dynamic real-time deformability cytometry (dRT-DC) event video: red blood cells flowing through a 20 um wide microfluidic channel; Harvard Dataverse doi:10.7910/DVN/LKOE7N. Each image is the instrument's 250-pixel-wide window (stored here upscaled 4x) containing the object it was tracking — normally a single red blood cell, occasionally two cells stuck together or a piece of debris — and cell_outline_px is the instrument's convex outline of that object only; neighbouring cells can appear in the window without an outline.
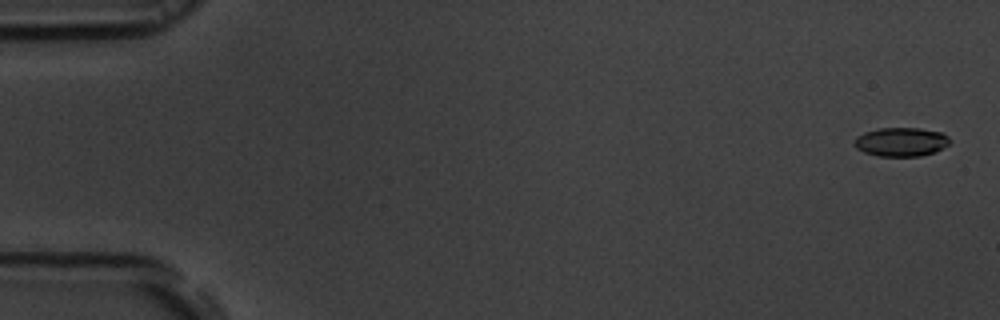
{"species": "common noctule bat (a hibernating species)", "species_latin": "Nyctalus noctula", "temperature_condition": "room temperature", "stored_images_in_passage": 55, "camera_frame_rate_fps": 3000, "um_per_image_px": 0.085, "animal": {"sex": "male", "body_mass_g": 19.5, "forearm_length_mm": 54.6}, "frame": {"image": 1, "passage_image": 2, "time_ms": 0.333, "image_size_px": [1000, 320], "cell_outline_px": [[948, 144], [936, 152], [920, 156], [880, 156], [864, 152], [856, 148], [852, 144], [856, 136], [864, 132], [880, 128], [920, 128], [940, 132], [948, 136]], "centroid_in_image_um": [76.55, 12.06], "position_along_channel_um": 8.4, "area_um2": 16.07}}
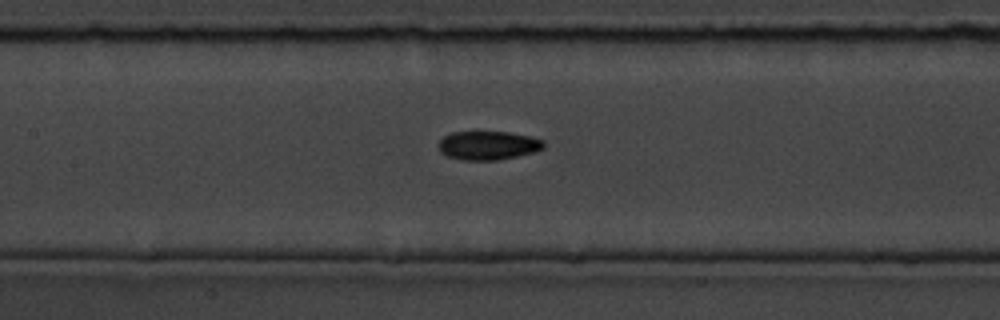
{"frame": {"image": 2, "passage_image": 26, "time_ms": 8.333, "image_size_px": [1000, 320], "cell_outline_px": [[544, 148], [532, 152], [516, 156], [496, 160], [460, 160], [448, 156], [440, 152], [440, 140], [444, 136], [452, 132], [508, 132], [528, 136], [544, 140]], "centroid_in_image_um": [41.48, 12.36], "position_along_channel_um": 165.9, "area_um2": 17.4}}
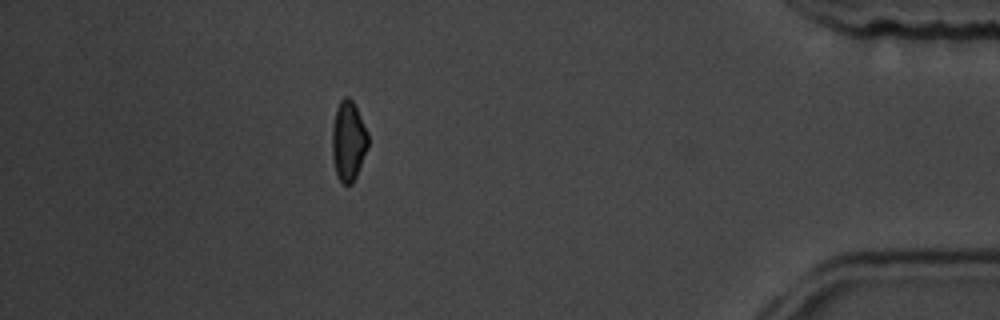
{"frame": {"image": 3, "passage_image": 49, "time_ms": 16.0, "image_size_px": [1000, 320], "cell_outline_px": [[368, 148], [356, 176], [352, 184], [344, 184], [336, 176], [332, 156], [332, 128], [336, 108], [340, 100], [344, 96], [348, 96], [352, 100], [368, 132]], "centroid_in_image_um": [29.6, 11.98], "position_along_channel_um": 405.6, "area_um2": 16.82}, "authors_computed_cell_mechanics": {"area_um2": 16.8776, "velocity_mm_per_s": 3.7496, "shape_relaxation_time_tau1_ms": 3.9388, "shape_relaxation_time_tau2_ms": 5.5233, "deformation_change_tau1": 0.1205, "deformation_change_tau2": 0.1115}}